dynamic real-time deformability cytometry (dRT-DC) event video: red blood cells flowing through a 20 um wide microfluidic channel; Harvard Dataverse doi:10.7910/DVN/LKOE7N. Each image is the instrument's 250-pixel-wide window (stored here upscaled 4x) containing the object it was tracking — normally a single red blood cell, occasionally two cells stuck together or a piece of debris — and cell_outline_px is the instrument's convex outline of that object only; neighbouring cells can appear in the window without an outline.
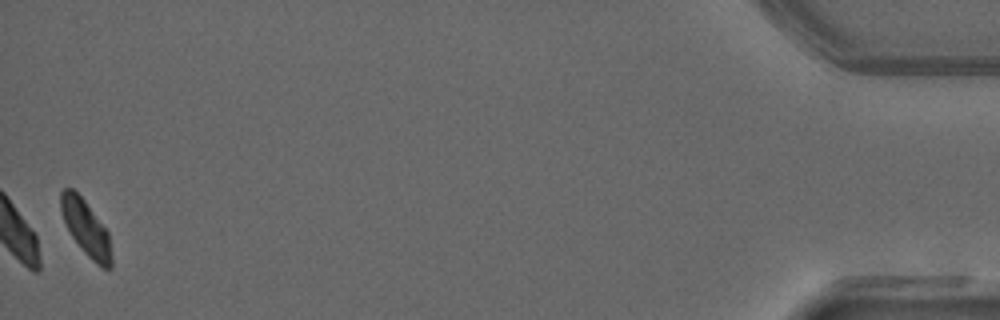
{"species": "common noctule bat (a hibernating species)", "species_latin": "Nyctalus noctula", "temperature_condition": "warm", "stored_images_in_passage": 43, "camera_frame_rate_fps": 3000, "um_per_image_px": 0.085, "animal": {"sex": "male", "forearm_length_mm": 52.5}, "frame": {"image": 1, "passage_image": 43, "time_ms": 14.0, "image_size_px": [1000, 320], "cell_outline_px": [[112, 268], [104, 268], [96, 264], [80, 248], [72, 236], [64, 220], [60, 208], [60, 192], [64, 188], [72, 188], [84, 200], [108, 232], [112, 256]], "centroid_in_image_um": [7.31, 19.39], "position_along_channel_um": 427.9, "area_um2": 16.13}, "authors_computed_cell_mechanics": {"area_um2": 17.8602, "velocity_mm_per_s": 3.9996, "shape_relaxation_time_tau1_ms": 7.6692, "shape_relaxation_time_tau2_ms": null, "deformation_change_tau1": 0.1825, "deformation_change_tau2": null}}